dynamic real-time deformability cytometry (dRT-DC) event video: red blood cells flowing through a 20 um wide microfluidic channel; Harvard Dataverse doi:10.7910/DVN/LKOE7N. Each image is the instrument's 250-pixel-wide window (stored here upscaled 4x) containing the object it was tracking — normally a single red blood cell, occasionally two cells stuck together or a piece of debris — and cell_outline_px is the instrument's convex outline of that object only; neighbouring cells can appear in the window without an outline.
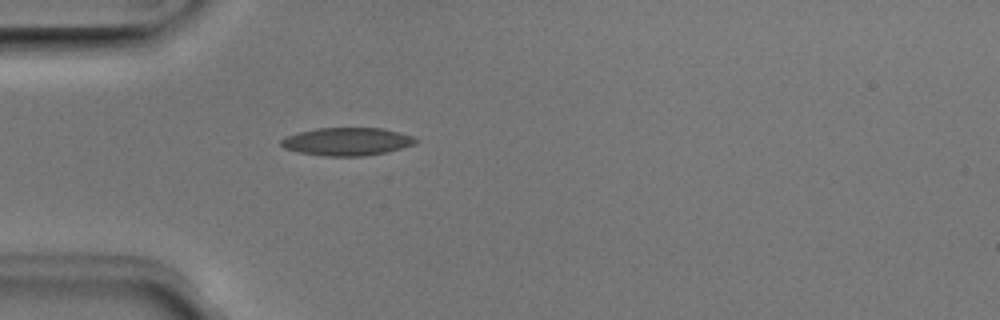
{"species": "Egyptian fruit bat (a non-hibernating species)", "species_latin": "Rousettus aegyptiacus", "temperature_condition": "room temperature", "stored_images_in_passage": 37, "camera_frame_rate_fps": 3000, "um_per_image_px": 0.085, "animal": {"sex": "male"}, "frame": {"image": 1, "passage_image": 1, "time_ms": 0.0, "image_size_px": [1000, 320], "cell_outline_px": [[420, 140], [416, 144], [388, 152], [364, 156], [324, 156], [296, 152], [284, 148], [280, 144], [280, 140], [288, 136], [300, 132], [316, 128], [384, 128], [400, 132], [412, 136]], "centroid_in_image_um": [29.53, 12.04], "position_along_channel_um": 55.5, "area_um2": 22.08}}
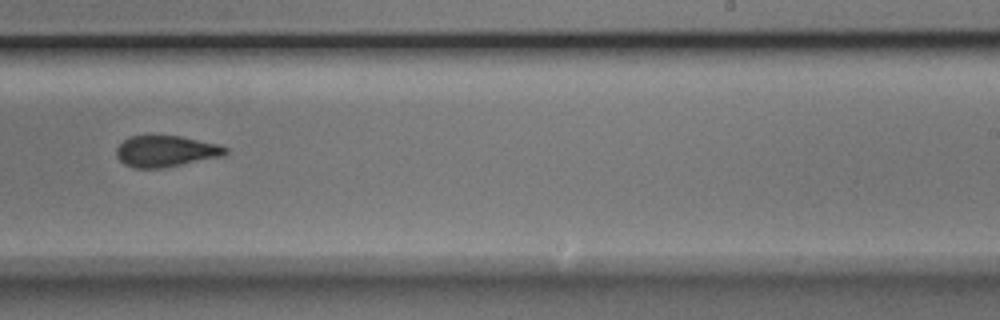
{"frame": {"image": 2, "passage_image": 18, "time_ms": 5.667, "image_size_px": [1000, 320], "cell_outline_px": [[228, 152], [224, 156], [160, 168], [132, 168], [124, 164], [116, 156], [116, 148], [128, 136], [180, 136], [220, 144], [228, 148]], "centroid_in_image_um": [14.1, 12.85], "position_along_channel_um": 274.9, "area_um2": 19.88}}
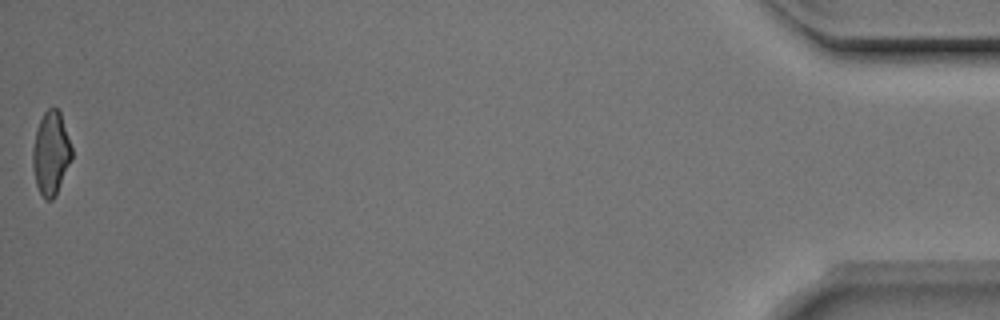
{"frame": {"image": 3, "passage_image": 37, "time_ms": 12.0, "image_size_px": [1000, 320], "cell_outline_px": [[72, 160], [56, 196], [52, 200], [44, 200], [36, 184], [32, 168], [32, 148], [36, 128], [44, 112], [48, 108], [56, 108], [60, 112], [72, 148]], "centroid_in_image_um": [4.32, 13.06], "position_along_channel_um": 430.9, "area_um2": 19.25}, "authors_computed_cell_mechanics": {"area_um2": 20.1722, "velocity_mm_per_s": 3.9854, "shape_relaxation_time_tau1_ms": 5.4755, "shape_relaxation_time_tau2_ms": 2.3508, "deformation_change_tau1": 0.1495, "deformation_change_tau2": 0.0997}}